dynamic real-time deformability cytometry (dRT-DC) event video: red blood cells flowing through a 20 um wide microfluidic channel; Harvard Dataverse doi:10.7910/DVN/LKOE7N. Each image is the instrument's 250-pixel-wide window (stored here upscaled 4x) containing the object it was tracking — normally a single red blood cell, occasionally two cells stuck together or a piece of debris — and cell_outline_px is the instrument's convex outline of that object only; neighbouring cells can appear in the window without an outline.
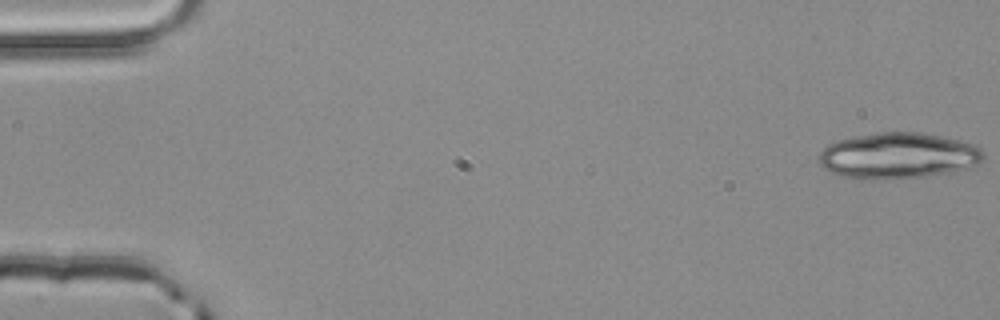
{"species": "common noctule bat (a hibernating species)", "species_latin": "Nyctalus noctula", "temperature_condition": "room temperature", "stored_images_in_passage": 5, "segment_of_instrument_passage": [2, 2], "camera_frame_rate_fps": 3000, "um_per_image_px": 0.085, "animal": {"sex": "male", "body_mass_g": 20.4}, "frame": {"image": 1, "passage_image": 5, "time_ms": 1.333, "image_size_px": [1000, 320], "cell_outline_px": [[984, 156], [976, 164], [968, 168], [948, 172], [924, 176], [884, 180], [876, 180], [844, 176], [832, 172], [824, 168], [816, 160], [816, 156], [828, 144], [836, 140], [876, 132], [920, 132], [940, 136], [976, 144], [984, 152]], "centroid_in_image_um": [76.3, 13.22], "position_along_channel_um": 8.7, "area_um2": 44.16}}